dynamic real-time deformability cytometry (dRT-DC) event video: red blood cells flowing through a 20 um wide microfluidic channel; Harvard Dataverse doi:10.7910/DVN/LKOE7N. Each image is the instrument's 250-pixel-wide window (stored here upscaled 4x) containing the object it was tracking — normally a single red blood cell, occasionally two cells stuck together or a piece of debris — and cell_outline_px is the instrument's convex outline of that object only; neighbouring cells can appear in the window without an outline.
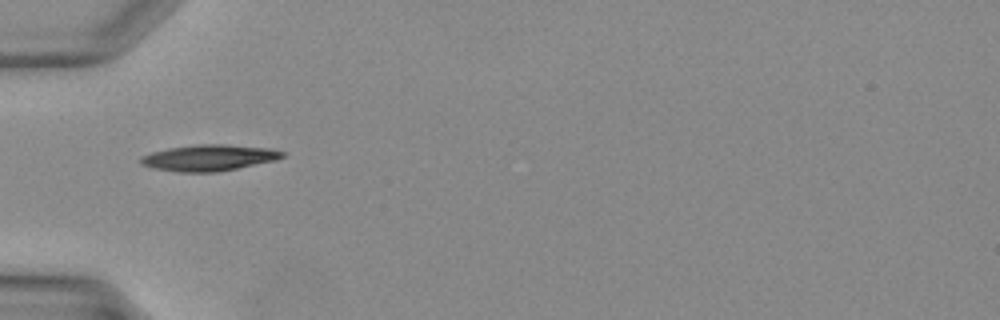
{"species": "Egyptian fruit bat (a non-hibernating species)", "species_latin": "Rousettus aegyptiacus", "temperature_condition": "warm", "stored_images_in_passage": 22, "camera_frame_rate_fps": 3000, "um_per_image_px": 0.085, "animal": {"sex": "female"}, "frame": {"image": 1, "passage_image": 1, "time_ms": 0.0, "image_size_px": [1000, 320], "cell_outline_px": [[284, 156], [276, 160], [216, 172], [180, 172], [152, 168], [140, 164], [140, 156], [152, 152], [168, 148], [200, 144], [224, 144], [268, 148], [284, 152]], "centroid_in_image_um": [17.72, 13.41], "position_along_channel_um": 67.3, "area_um2": 21.44}}
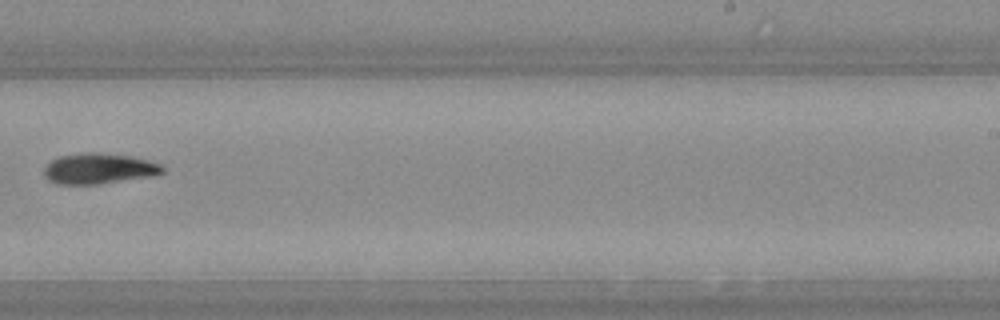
{"frame": {"image": 2, "passage_image": 13, "time_ms": 4.0, "image_size_px": [1000, 320], "cell_outline_px": [[164, 172], [152, 176], [100, 184], [56, 184], [48, 180], [44, 176], [44, 168], [52, 160], [60, 156], [88, 152], [96, 152], [132, 156], [164, 164]], "centroid_in_image_um": [8.43, 14.33], "position_along_channel_um": 280.6, "area_um2": 21.27}}